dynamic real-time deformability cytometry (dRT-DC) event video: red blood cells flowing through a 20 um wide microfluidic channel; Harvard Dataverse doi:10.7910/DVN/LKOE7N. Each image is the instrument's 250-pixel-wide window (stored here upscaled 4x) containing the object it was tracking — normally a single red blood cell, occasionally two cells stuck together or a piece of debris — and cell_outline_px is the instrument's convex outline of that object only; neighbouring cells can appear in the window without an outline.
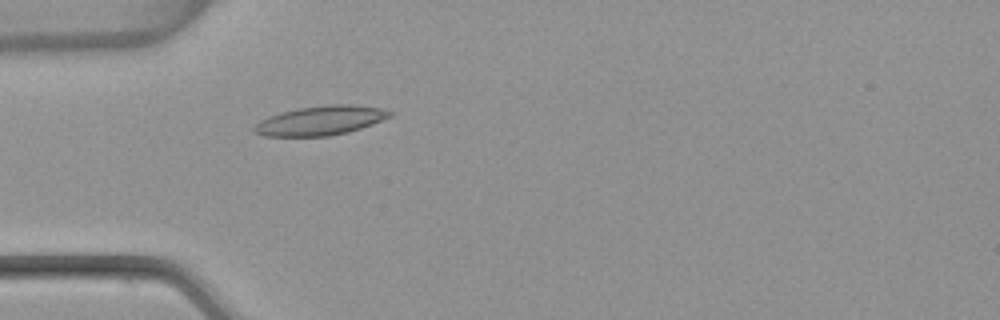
{"species": "common noctule bat (a hibernating species)", "species_latin": "Nyctalus noctula", "temperature_condition": "warm", "stored_images_in_passage": 54, "camera_frame_rate_fps": 3000, "um_per_image_px": 0.085, "animal": {"sex": "female", "body_mass_g": 22.7, "forearm_length_mm": 54.2}, "frame": {"image": 1, "passage_image": 17, "time_ms": 5.333, "image_size_px": [1000, 320], "cell_outline_px": [[392, 116], [372, 124], [348, 132], [328, 136], [264, 136], [252, 132], [252, 128], [260, 120], [268, 116], [280, 112], [300, 108], [328, 104], [352, 104], [380, 108], [392, 112]], "centroid_in_image_um": [27.21, 10.24], "position_along_channel_um": 57.8, "area_um2": 23.18}}
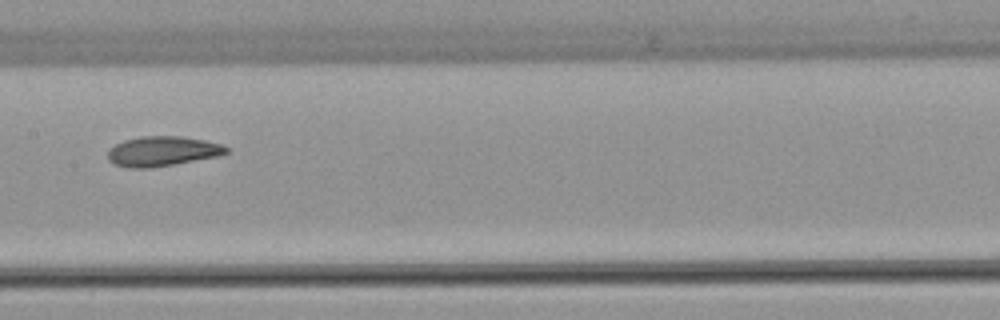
{"frame": {"image": 2, "passage_image": 28, "time_ms": 9.0, "image_size_px": [1000, 320], "cell_outline_px": [[228, 152], [220, 156], [148, 168], [128, 168], [112, 164], [108, 160], [108, 148], [124, 140], [140, 136], [180, 136], [204, 140], [220, 144], [228, 148]], "centroid_in_image_um": [13.76, 12.85], "position_along_channel_um": 193.6, "area_um2": 20.63}}
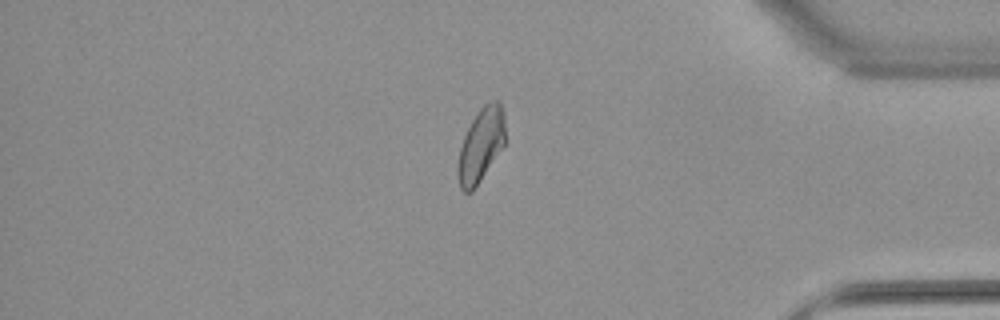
{"frame": {"image": 3, "passage_image": 46, "time_ms": 15.0, "image_size_px": [1000, 320], "cell_outline_px": [[508, 140], [472, 192], [464, 192], [460, 188], [456, 172], [456, 168], [460, 148], [464, 136], [472, 120], [480, 108], [484, 104], [492, 100], [500, 100], [504, 112]], "centroid_in_image_um": [40.91, 12.31], "position_along_channel_um": 394.3, "area_um2": 20.87}, "authors_computed_cell_mechanics": {"area_um2": 21.1259, "velocity_mm_per_s": 3.8143, "shape_relaxation_time_tau1_ms": 9.12, "shape_relaxation_time_tau2_ms": 2.5811, "deformation_change_tau1": 0.2241, "deformation_change_tau2": 0.0903}}